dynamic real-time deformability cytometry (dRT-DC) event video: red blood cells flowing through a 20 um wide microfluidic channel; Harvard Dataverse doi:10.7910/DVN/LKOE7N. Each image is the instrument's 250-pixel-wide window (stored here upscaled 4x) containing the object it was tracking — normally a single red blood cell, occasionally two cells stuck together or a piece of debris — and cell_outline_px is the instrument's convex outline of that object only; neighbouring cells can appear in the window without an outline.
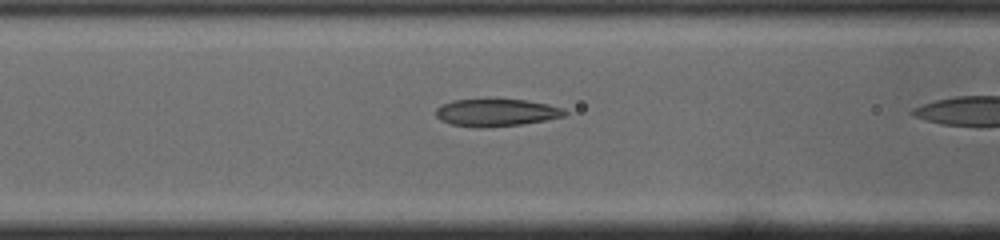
{"species": "common noctule bat (a hibernating species)", "species_latin": "Nyctalus noctula", "temperature_condition": "cold", "stored_images_in_passage": 15, "camera_frame_rate_fps": 3000, "um_per_image_px": 0.085, "animal": {"sex": "male", "body_mass_g": 19.0, "forearm_length_mm": 50.8}, "frame": {"image": 1, "passage_image": 13, "time_ms": 4.0, "image_size_px": [1000, 240], "cell_outline_px": [[568, 112], [564, 116], [544, 120], [520, 124], [484, 128], [476, 128], [452, 124], [440, 120], [436, 116], [436, 108], [452, 100], [528, 100], [548, 104], [564, 108]], "centroid_in_image_um": [42.19, 9.58], "position_along_channel_um": 124.4, "area_um2": 20.4}}